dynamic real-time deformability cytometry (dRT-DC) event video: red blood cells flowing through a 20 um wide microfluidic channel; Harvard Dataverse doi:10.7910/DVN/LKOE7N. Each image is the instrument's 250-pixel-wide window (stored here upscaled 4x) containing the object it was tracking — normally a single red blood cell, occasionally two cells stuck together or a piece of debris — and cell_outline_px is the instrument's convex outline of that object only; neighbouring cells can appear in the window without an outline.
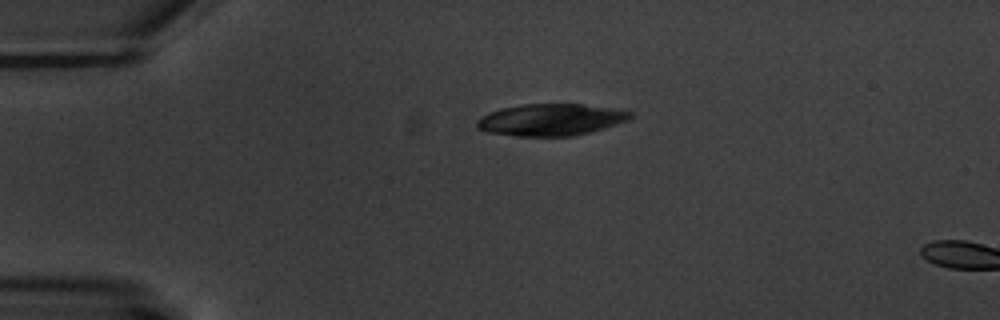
{"species": "common noctule bat (a hibernating species)", "species_latin": "Nyctalus noctula", "temperature_condition": "warm", "stored_images_in_passage": 2, "camera_frame_rate_fps": 3000, "um_per_image_px": 0.085, "animal": {"sex": "male", "body_mass_g": 20.1, "forearm_length_mm": 53.5}, "frame": {"image": 1, "passage_image": 1, "time_ms": 0.0, "image_size_px": [1000, 320], "cell_outline_px": [[632, 116], [628, 120], [604, 128], [572, 136], [516, 136], [488, 132], [476, 128], [476, 120], [488, 112], [500, 108], [524, 104], [584, 104], [632, 112]], "centroid_in_image_um": [46.76, 10.17], "position_along_channel_um": 38.2, "area_um2": 28.32}}